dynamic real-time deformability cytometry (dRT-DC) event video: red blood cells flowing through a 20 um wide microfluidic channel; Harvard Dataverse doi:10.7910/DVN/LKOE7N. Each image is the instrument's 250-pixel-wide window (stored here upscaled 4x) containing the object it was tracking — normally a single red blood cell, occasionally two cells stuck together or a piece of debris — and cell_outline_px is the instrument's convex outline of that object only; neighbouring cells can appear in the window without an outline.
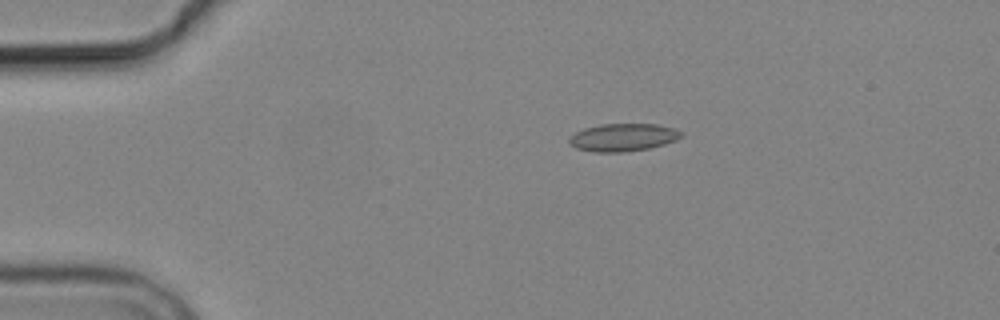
{"species": "common noctule bat (a hibernating species)", "species_latin": "Nyctalus noctula", "temperature_condition": "cold", "stored_images_in_passage": 4, "camera_frame_rate_fps": 3000, "um_per_image_px": 0.085, "animal": {"sex": "male", "body_mass_g": 19.2, "forearm_length_mm": 51.8}, "frame": {"image": 1, "passage_image": 4, "time_ms": 3.667, "image_size_px": [1000, 320], "cell_outline_px": [[684, 136], [676, 140], [664, 144], [648, 148], [624, 152], [592, 152], [576, 148], [568, 144], [568, 136], [584, 128], [600, 124], [656, 124], [676, 128], [684, 132]], "centroid_in_image_um": [52.96, 11.67], "position_along_channel_um": 32.0, "area_um2": 18.38}}